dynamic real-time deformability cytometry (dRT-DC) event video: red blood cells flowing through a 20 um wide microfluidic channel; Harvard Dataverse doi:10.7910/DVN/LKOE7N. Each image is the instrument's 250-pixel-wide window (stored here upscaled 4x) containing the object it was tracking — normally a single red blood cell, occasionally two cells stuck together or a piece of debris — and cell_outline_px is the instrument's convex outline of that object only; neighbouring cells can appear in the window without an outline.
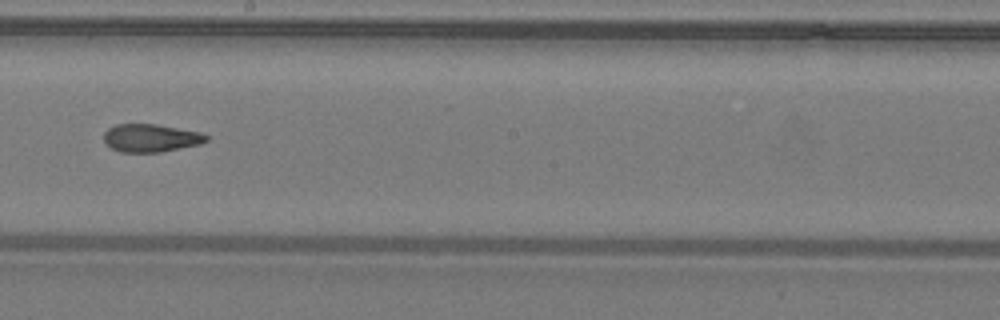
{"species": "common noctule bat (a hibernating species)", "species_latin": "Nyctalus noctula", "temperature_condition": "warm", "stored_images_in_passage": 26, "camera_frame_rate_fps": 3000, "um_per_image_px": 0.085, "animal": {"sex": "male", "body_mass_g": 19.2, "forearm_length_mm": 51.8}, "frame": {"image": 1, "passage_image": 15, "time_ms": 4.667, "image_size_px": [1000, 320], "cell_outline_px": [[208, 140], [200, 144], [160, 152], [120, 152], [112, 148], [104, 140], [104, 132], [108, 128], [116, 124], [156, 124], [200, 132], [208, 136]], "centroid_in_image_um": [12.81, 11.72], "position_along_channel_um": 235.4, "area_um2": 16.59}, "authors_computed_cell_mechanics": {"area_um2": 17.2822, "velocity_mm_per_s": 4.3058, "shape_relaxation_time_tau1_ms": null, "shape_relaxation_time_tau2_ms": 2.2812, "deformation_change_tau1": null, "deformation_change_tau2": 0.1063}}